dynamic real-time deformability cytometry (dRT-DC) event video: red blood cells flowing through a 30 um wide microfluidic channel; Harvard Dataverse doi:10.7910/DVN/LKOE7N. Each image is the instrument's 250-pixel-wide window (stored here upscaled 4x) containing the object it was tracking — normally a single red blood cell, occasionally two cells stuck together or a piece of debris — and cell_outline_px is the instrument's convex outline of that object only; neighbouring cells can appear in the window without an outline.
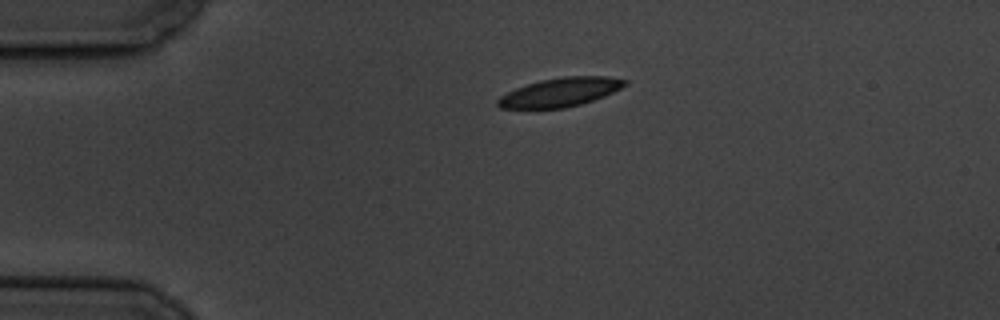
{"species": "common noctule bat (a hibernating species)", "species_latin": "Nyctalus noctula", "temperature_condition": "cold", "stored_images_in_passage": 46, "camera_frame_rate_fps": 3000, "um_per_image_px": 0.085, "animal": {"sex": "male", "body_mass_g": 19.5, "forearm_length_mm": 54.6}, "frame": {"image": 1, "passage_image": 1, "time_ms": 0.0, "image_size_px": [1000, 320], "cell_outline_px": [[628, 84], [604, 96], [580, 104], [564, 108], [500, 108], [496, 104], [496, 100], [500, 96], [516, 88], [540, 80], [564, 76], [608, 76], [628, 80]], "centroid_in_image_um": [47.62, 7.83], "position_along_channel_um": 37.4, "area_um2": 21.21}}
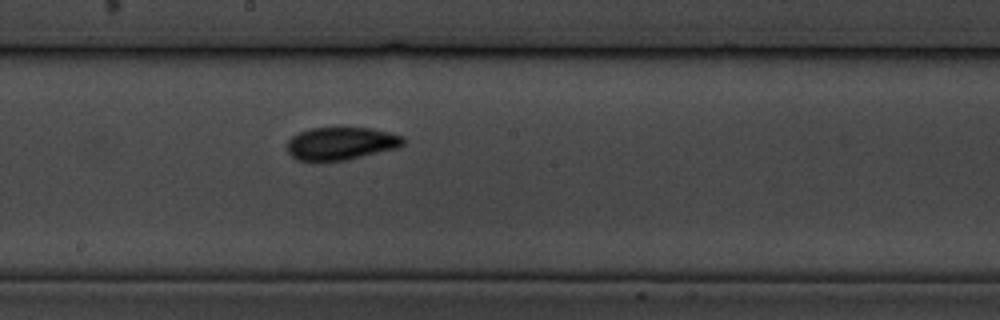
{"frame": {"image": 2, "passage_image": 20, "time_ms": 6.333, "image_size_px": [1000, 320], "cell_outline_px": [[404, 144], [400, 148], [344, 160], [316, 164], [296, 160], [288, 152], [288, 140], [292, 136], [300, 132], [312, 128], [372, 128], [404, 136]], "centroid_in_image_um": [28.97, 12.24], "position_along_channel_um": 219.2, "area_um2": 22.72}}
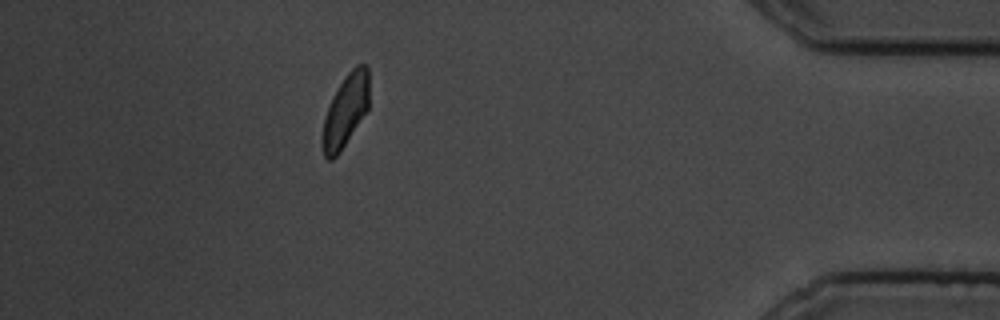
{"frame": {"image": 3, "passage_image": 40, "time_ms": 13.0, "image_size_px": [1000, 320], "cell_outline_px": [[368, 108], [340, 152], [332, 160], [328, 160], [324, 156], [320, 140], [324, 120], [332, 96], [344, 76], [356, 64], [364, 64], [368, 68]], "centroid_in_image_um": [29.34, 9.42], "position_along_channel_um": 405.9, "area_um2": 19.65}, "authors_computed_cell_mechanics": {"area_um2": 21.386, "velocity_mm_per_s": 3.4606, "shape_relaxation_time_tau1_ms": 2.8269, "shape_relaxation_time_tau2_ms": 2.2487, "deformation_change_tau1": 0.0982, "deformation_change_tau2": 0.0503}}